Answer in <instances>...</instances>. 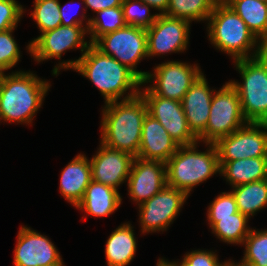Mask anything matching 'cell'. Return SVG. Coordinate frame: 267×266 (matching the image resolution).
Returning a JSON list of instances; mask_svg holds the SVG:
<instances>
[{
    "label": "cell",
    "mask_w": 267,
    "mask_h": 266,
    "mask_svg": "<svg viewBox=\"0 0 267 266\" xmlns=\"http://www.w3.org/2000/svg\"><path fill=\"white\" fill-rule=\"evenodd\" d=\"M62 69H72L90 80L105 103L134 98L143 87L142 80L132 70L104 54L92 43L78 59L60 61L54 66L52 75L57 77Z\"/></svg>",
    "instance_id": "cell-1"
},
{
    "label": "cell",
    "mask_w": 267,
    "mask_h": 266,
    "mask_svg": "<svg viewBox=\"0 0 267 266\" xmlns=\"http://www.w3.org/2000/svg\"><path fill=\"white\" fill-rule=\"evenodd\" d=\"M50 87L30 70L0 73V122L31 125Z\"/></svg>",
    "instance_id": "cell-2"
},
{
    "label": "cell",
    "mask_w": 267,
    "mask_h": 266,
    "mask_svg": "<svg viewBox=\"0 0 267 266\" xmlns=\"http://www.w3.org/2000/svg\"><path fill=\"white\" fill-rule=\"evenodd\" d=\"M100 125L103 145L138 156L142 125L148 113L147 105L139 94L134 98L104 103Z\"/></svg>",
    "instance_id": "cell-3"
},
{
    "label": "cell",
    "mask_w": 267,
    "mask_h": 266,
    "mask_svg": "<svg viewBox=\"0 0 267 266\" xmlns=\"http://www.w3.org/2000/svg\"><path fill=\"white\" fill-rule=\"evenodd\" d=\"M195 143L180 146L166 162L167 185L183 191L187 196L193 188L220 173L219 155L214 143H205V151Z\"/></svg>",
    "instance_id": "cell-4"
},
{
    "label": "cell",
    "mask_w": 267,
    "mask_h": 266,
    "mask_svg": "<svg viewBox=\"0 0 267 266\" xmlns=\"http://www.w3.org/2000/svg\"><path fill=\"white\" fill-rule=\"evenodd\" d=\"M206 29L212 46L232 57L233 62L255 57L257 38L229 5L214 7Z\"/></svg>",
    "instance_id": "cell-5"
},
{
    "label": "cell",
    "mask_w": 267,
    "mask_h": 266,
    "mask_svg": "<svg viewBox=\"0 0 267 266\" xmlns=\"http://www.w3.org/2000/svg\"><path fill=\"white\" fill-rule=\"evenodd\" d=\"M242 83L229 80L236 89L248 123H267V67L255 57L234 61Z\"/></svg>",
    "instance_id": "cell-6"
},
{
    "label": "cell",
    "mask_w": 267,
    "mask_h": 266,
    "mask_svg": "<svg viewBox=\"0 0 267 266\" xmlns=\"http://www.w3.org/2000/svg\"><path fill=\"white\" fill-rule=\"evenodd\" d=\"M236 89L226 82L214 91L205 131L198 137L199 143H216L247 124Z\"/></svg>",
    "instance_id": "cell-7"
},
{
    "label": "cell",
    "mask_w": 267,
    "mask_h": 266,
    "mask_svg": "<svg viewBox=\"0 0 267 266\" xmlns=\"http://www.w3.org/2000/svg\"><path fill=\"white\" fill-rule=\"evenodd\" d=\"M94 45L132 70L142 81L148 72L138 70L137 65L147 55V33L145 28L126 25L101 36Z\"/></svg>",
    "instance_id": "cell-8"
},
{
    "label": "cell",
    "mask_w": 267,
    "mask_h": 266,
    "mask_svg": "<svg viewBox=\"0 0 267 266\" xmlns=\"http://www.w3.org/2000/svg\"><path fill=\"white\" fill-rule=\"evenodd\" d=\"M202 73L200 66L181 61H166L148 71L142 85L147 86L155 95L171 100L182 101L193 82ZM152 84V85H151Z\"/></svg>",
    "instance_id": "cell-9"
},
{
    "label": "cell",
    "mask_w": 267,
    "mask_h": 266,
    "mask_svg": "<svg viewBox=\"0 0 267 266\" xmlns=\"http://www.w3.org/2000/svg\"><path fill=\"white\" fill-rule=\"evenodd\" d=\"M88 30L85 26H63L41 33L37 38L30 41L26 50L34 61L41 63L52 59H59L70 49H79L81 56L86 52L91 44L85 40Z\"/></svg>",
    "instance_id": "cell-10"
},
{
    "label": "cell",
    "mask_w": 267,
    "mask_h": 266,
    "mask_svg": "<svg viewBox=\"0 0 267 266\" xmlns=\"http://www.w3.org/2000/svg\"><path fill=\"white\" fill-rule=\"evenodd\" d=\"M188 196L179 189L166 185L159 193L138 206L141 233L167 231L174 222Z\"/></svg>",
    "instance_id": "cell-11"
},
{
    "label": "cell",
    "mask_w": 267,
    "mask_h": 266,
    "mask_svg": "<svg viewBox=\"0 0 267 266\" xmlns=\"http://www.w3.org/2000/svg\"><path fill=\"white\" fill-rule=\"evenodd\" d=\"M145 88V89H144ZM140 88L148 114L157 119L179 146L199 143L189 129L181 101L155 95L147 86Z\"/></svg>",
    "instance_id": "cell-12"
},
{
    "label": "cell",
    "mask_w": 267,
    "mask_h": 266,
    "mask_svg": "<svg viewBox=\"0 0 267 266\" xmlns=\"http://www.w3.org/2000/svg\"><path fill=\"white\" fill-rule=\"evenodd\" d=\"M215 145L219 161L267 157V123H247Z\"/></svg>",
    "instance_id": "cell-13"
},
{
    "label": "cell",
    "mask_w": 267,
    "mask_h": 266,
    "mask_svg": "<svg viewBox=\"0 0 267 266\" xmlns=\"http://www.w3.org/2000/svg\"><path fill=\"white\" fill-rule=\"evenodd\" d=\"M190 25L191 23L183 19L159 14L156 21L146 29L148 58L186 51Z\"/></svg>",
    "instance_id": "cell-14"
},
{
    "label": "cell",
    "mask_w": 267,
    "mask_h": 266,
    "mask_svg": "<svg viewBox=\"0 0 267 266\" xmlns=\"http://www.w3.org/2000/svg\"><path fill=\"white\" fill-rule=\"evenodd\" d=\"M14 247V266H65L60 252L48 236L21 225Z\"/></svg>",
    "instance_id": "cell-15"
},
{
    "label": "cell",
    "mask_w": 267,
    "mask_h": 266,
    "mask_svg": "<svg viewBox=\"0 0 267 266\" xmlns=\"http://www.w3.org/2000/svg\"><path fill=\"white\" fill-rule=\"evenodd\" d=\"M126 185L130 199L141 205L167 185L166 163L134 157Z\"/></svg>",
    "instance_id": "cell-16"
},
{
    "label": "cell",
    "mask_w": 267,
    "mask_h": 266,
    "mask_svg": "<svg viewBox=\"0 0 267 266\" xmlns=\"http://www.w3.org/2000/svg\"><path fill=\"white\" fill-rule=\"evenodd\" d=\"M90 160L92 180L116 190L127 182L134 157L126 152L99 144Z\"/></svg>",
    "instance_id": "cell-17"
},
{
    "label": "cell",
    "mask_w": 267,
    "mask_h": 266,
    "mask_svg": "<svg viewBox=\"0 0 267 266\" xmlns=\"http://www.w3.org/2000/svg\"><path fill=\"white\" fill-rule=\"evenodd\" d=\"M214 91L202 72L181 101L189 129L197 138L206 129Z\"/></svg>",
    "instance_id": "cell-18"
},
{
    "label": "cell",
    "mask_w": 267,
    "mask_h": 266,
    "mask_svg": "<svg viewBox=\"0 0 267 266\" xmlns=\"http://www.w3.org/2000/svg\"><path fill=\"white\" fill-rule=\"evenodd\" d=\"M179 147L162 124L147 113L142 125L138 157L166 163Z\"/></svg>",
    "instance_id": "cell-19"
},
{
    "label": "cell",
    "mask_w": 267,
    "mask_h": 266,
    "mask_svg": "<svg viewBox=\"0 0 267 266\" xmlns=\"http://www.w3.org/2000/svg\"><path fill=\"white\" fill-rule=\"evenodd\" d=\"M91 181L90 160L85 154L79 153L61 171L60 194L68 203L76 207Z\"/></svg>",
    "instance_id": "cell-20"
},
{
    "label": "cell",
    "mask_w": 267,
    "mask_h": 266,
    "mask_svg": "<svg viewBox=\"0 0 267 266\" xmlns=\"http://www.w3.org/2000/svg\"><path fill=\"white\" fill-rule=\"evenodd\" d=\"M121 203L119 190L92 180L75 208L89 216L100 218L115 213Z\"/></svg>",
    "instance_id": "cell-21"
},
{
    "label": "cell",
    "mask_w": 267,
    "mask_h": 266,
    "mask_svg": "<svg viewBox=\"0 0 267 266\" xmlns=\"http://www.w3.org/2000/svg\"><path fill=\"white\" fill-rule=\"evenodd\" d=\"M131 225L125 222L109 235L104 251L107 266H127L134 259L138 244Z\"/></svg>",
    "instance_id": "cell-22"
},
{
    "label": "cell",
    "mask_w": 267,
    "mask_h": 266,
    "mask_svg": "<svg viewBox=\"0 0 267 266\" xmlns=\"http://www.w3.org/2000/svg\"><path fill=\"white\" fill-rule=\"evenodd\" d=\"M220 173L231 188L267 179V157L219 161Z\"/></svg>",
    "instance_id": "cell-23"
},
{
    "label": "cell",
    "mask_w": 267,
    "mask_h": 266,
    "mask_svg": "<svg viewBox=\"0 0 267 266\" xmlns=\"http://www.w3.org/2000/svg\"><path fill=\"white\" fill-rule=\"evenodd\" d=\"M231 190L239 212L249 219L267 207V179L241 184Z\"/></svg>",
    "instance_id": "cell-24"
},
{
    "label": "cell",
    "mask_w": 267,
    "mask_h": 266,
    "mask_svg": "<svg viewBox=\"0 0 267 266\" xmlns=\"http://www.w3.org/2000/svg\"><path fill=\"white\" fill-rule=\"evenodd\" d=\"M212 233L220 241L227 244L242 245L251 228L248 225L249 218L237 212L232 217L207 218Z\"/></svg>",
    "instance_id": "cell-25"
},
{
    "label": "cell",
    "mask_w": 267,
    "mask_h": 266,
    "mask_svg": "<svg viewBox=\"0 0 267 266\" xmlns=\"http://www.w3.org/2000/svg\"><path fill=\"white\" fill-rule=\"evenodd\" d=\"M227 5L241 17L256 38L267 33V2L228 0Z\"/></svg>",
    "instance_id": "cell-26"
},
{
    "label": "cell",
    "mask_w": 267,
    "mask_h": 266,
    "mask_svg": "<svg viewBox=\"0 0 267 266\" xmlns=\"http://www.w3.org/2000/svg\"><path fill=\"white\" fill-rule=\"evenodd\" d=\"M125 26L122 6L98 11L94 17L90 16L88 26L89 41L94 44L101 36Z\"/></svg>",
    "instance_id": "cell-27"
},
{
    "label": "cell",
    "mask_w": 267,
    "mask_h": 266,
    "mask_svg": "<svg viewBox=\"0 0 267 266\" xmlns=\"http://www.w3.org/2000/svg\"><path fill=\"white\" fill-rule=\"evenodd\" d=\"M242 245L245 248L241 262L232 261L236 266H267V229L251 228Z\"/></svg>",
    "instance_id": "cell-28"
},
{
    "label": "cell",
    "mask_w": 267,
    "mask_h": 266,
    "mask_svg": "<svg viewBox=\"0 0 267 266\" xmlns=\"http://www.w3.org/2000/svg\"><path fill=\"white\" fill-rule=\"evenodd\" d=\"M214 7L207 0H170L165 15L189 23L207 21Z\"/></svg>",
    "instance_id": "cell-29"
},
{
    "label": "cell",
    "mask_w": 267,
    "mask_h": 266,
    "mask_svg": "<svg viewBox=\"0 0 267 266\" xmlns=\"http://www.w3.org/2000/svg\"><path fill=\"white\" fill-rule=\"evenodd\" d=\"M34 10L30 17L34 19L40 33L55 29L61 24L59 0H34Z\"/></svg>",
    "instance_id": "cell-30"
},
{
    "label": "cell",
    "mask_w": 267,
    "mask_h": 266,
    "mask_svg": "<svg viewBox=\"0 0 267 266\" xmlns=\"http://www.w3.org/2000/svg\"><path fill=\"white\" fill-rule=\"evenodd\" d=\"M124 21L126 25L141 28H149L155 21L159 13L151 14L153 9L142 0H123L122 3Z\"/></svg>",
    "instance_id": "cell-31"
},
{
    "label": "cell",
    "mask_w": 267,
    "mask_h": 266,
    "mask_svg": "<svg viewBox=\"0 0 267 266\" xmlns=\"http://www.w3.org/2000/svg\"><path fill=\"white\" fill-rule=\"evenodd\" d=\"M15 29L0 31V73L12 69L21 61L20 48L13 36Z\"/></svg>",
    "instance_id": "cell-32"
},
{
    "label": "cell",
    "mask_w": 267,
    "mask_h": 266,
    "mask_svg": "<svg viewBox=\"0 0 267 266\" xmlns=\"http://www.w3.org/2000/svg\"><path fill=\"white\" fill-rule=\"evenodd\" d=\"M239 212L235 198L230 191L221 192L209 204L207 218H226Z\"/></svg>",
    "instance_id": "cell-33"
},
{
    "label": "cell",
    "mask_w": 267,
    "mask_h": 266,
    "mask_svg": "<svg viewBox=\"0 0 267 266\" xmlns=\"http://www.w3.org/2000/svg\"><path fill=\"white\" fill-rule=\"evenodd\" d=\"M25 9L16 0H0V31L16 28Z\"/></svg>",
    "instance_id": "cell-34"
},
{
    "label": "cell",
    "mask_w": 267,
    "mask_h": 266,
    "mask_svg": "<svg viewBox=\"0 0 267 266\" xmlns=\"http://www.w3.org/2000/svg\"><path fill=\"white\" fill-rule=\"evenodd\" d=\"M190 266H228L232 259L225 260L224 262L219 261V257L214 250H192L186 252L182 258Z\"/></svg>",
    "instance_id": "cell-35"
},
{
    "label": "cell",
    "mask_w": 267,
    "mask_h": 266,
    "mask_svg": "<svg viewBox=\"0 0 267 266\" xmlns=\"http://www.w3.org/2000/svg\"><path fill=\"white\" fill-rule=\"evenodd\" d=\"M75 4L74 1L70 0V2L65 5H61L60 1H59V10H60V16H61V24L63 26H74V25H80V26H85V28L88 30V26H89V21H90V15H87V11L85 9V6H83V11H82V14H80V17L78 18V16H75L76 18H72L74 15H76V12L75 14L72 12V10H74V6H71ZM70 5V7H69ZM77 6V5H76ZM71 8V9H70ZM69 13V14H68ZM72 13V14H70ZM85 21V25H84V22Z\"/></svg>",
    "instance_id": "cell-36"
},
{
    "label": "cell",
    "mask_w": 267,
    "mask_h": 266,
    "mask_svg": "<svg viewBox=\"0 0 267 266\" xmlns=\"http://www.w3.org/2000/svg\"><path fill=\"white\" fill-rule=\"evenodd\" d=\"M81 5L84 4L86 11L90 9L94 13L112 7H119L122 5L123 0H78Z\"/></svg>",
    "instance_id": "cell-37"
},
{
    "label": "cell",
    "mask_w": 267,
    "mask_h": 266,
    "mask_svg": "<svg viewBox=\"0 0 267 266\" xmlns=\"http://www.w3.org/2000/svg\"><path fill=\"white\" fill-rule=\"evenodd\" d=\"M255 58L267 67V33L257 38Z\"/></svg>",
    "instance_id": "cell-38"
},
{
    "label": "cell",
    "mask_w": 267,
    "mask_h": 266,
    "mask_svg": "<svg viewBox=\"0 0 267 266\" xmlns=\"http://www.w3.org/2000/svg\"><path fill=\"white\" fill-rule=\"evenodd\" d=\"M144 3L151 6L154 10L160 11L159 14H165L170 0H142Z\"/></svg>",
    "instance_id": "cell-39"
},
{
    "label": "cell",
    "mask_w": 267,
    "mask_h": 266,
    "mask_svg": "<svg viewBox=\"0 0 267 266\" xmlns=\"http://www.w3.org/2000/svg\"><path fill=\"white\" fill-rule=\"evenodd\" d=\"M169 266H190L186 261L182 259V261H168L165 258H162Z\"/></svg>",
    "instance_id": "cell-40"
},
{
    "label": "cell",
    "mask_w": 267,
    "mask_h": 266,
    "mask_svg": "<svg viewBox=\"0 0 267 266\" xmlns=\"http://www.w3.org/2000/svg\"><path fill=\"white\" fill-rule=\"evenodd\" d=\"M213 7L225 5L228 0H207Z\"/></svg>",
    "instance_id": "cell-41"
},
{
    "label": "cell",
    "mask_w": 267,
    "mask_h": 266,
    "mask_svg": "<svg viewBox=\"0 0 267 266\" xmlns=\"http://www.w3.org/2000/svg\"><path fill=\"white\" fill-rule=\"evenodd\" d=\"M156 266H169L162 258H159Z\"/></svg>",
    "instance_id": "cell-42"
}]
</instances>
